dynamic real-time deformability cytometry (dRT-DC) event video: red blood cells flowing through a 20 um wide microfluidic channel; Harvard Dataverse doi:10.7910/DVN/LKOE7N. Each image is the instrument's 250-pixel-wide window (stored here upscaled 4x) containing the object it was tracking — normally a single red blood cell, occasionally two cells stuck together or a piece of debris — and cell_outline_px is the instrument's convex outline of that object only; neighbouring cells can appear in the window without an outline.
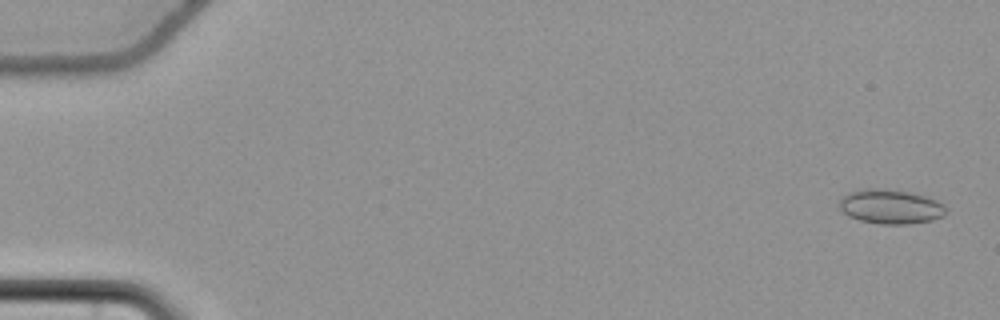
{"species": "common noctule bat (a hibernating species)", "species_latin": "Nyctalus noctula", "temperature_condition": "cold", "stored_images_in_passage": 58, "camera_frame_rate_fps": 3000, "um_per_image_px": 0.085, "animal": {"sex": "female", "body_mass_g": 22.7, "forearm_length_mm": 54.2}, "frame": {"image": 1, "passage_image": 3, "time_ms": 0.667, "image_size_px": [1000, 320], "cell_outline_px": [[948, 212], [944, 216], [932, 220], [904, 224], [880, 224], [860, 220], [848, 216], [840, 208], [840, 200], [848, 192], [864, 188], [884, 188], [908, 192], [924, 196], [936, 200], [944, 204], [948, 208]], "centroid_in_image_um": [75.72, 17.56], "position_along_channel_um": 9.3, "area_um2": 21.44}}
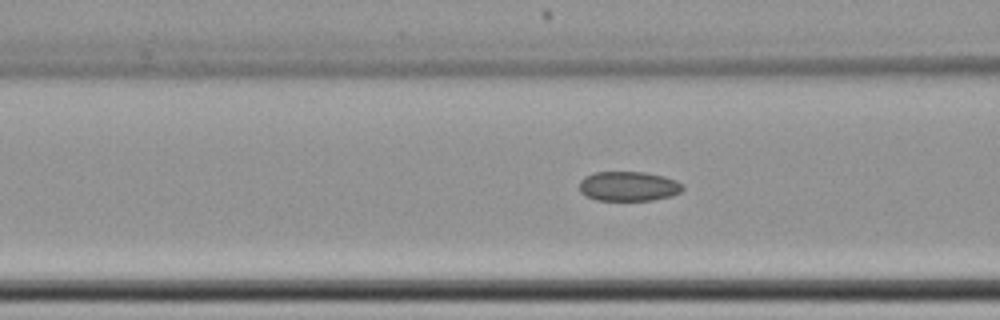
{"frame": {"image": 2, "passage_image": 25, "time_ms": 8.0, "image_size_px": [1000, 320], "cell_outline_px": [[684, 188], [680, 192], [672, 196], [652, 200], [596, 200], [580, 192], [580, 180], [584, 176], [596, 172], [644, 172], [664, 176], [676, 180], [684, 184]], "centroid_in_image_um": [53.45, 15.83], "position_along_channel_um": 113.2, "area_um2": 17.92}}
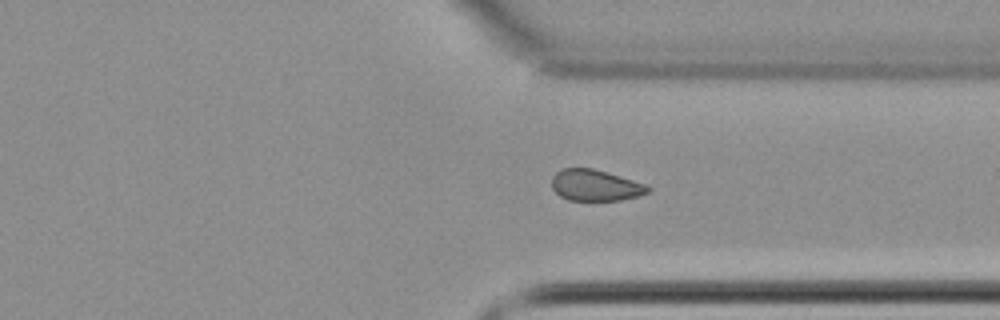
{"frame": {"image": 3, "passage_image": 45, "time_ms": 14.667, "image_size_px": [1000, 320], "cell_outline_px": [[652, 188], [648, 192], [636, 196], [620, 200], [568, 200], [560, 196], [552, 188], [552, 176], [560, 168], [592, 168], [620, 176], [644, 184]], "centroid_in_image_um": [50.56, 15.74], "position_along_channel_um": 360.8, "area_um2": 17.34}, "authors_computed_cell_mechanics": {"area_um2": 18.4382, "velocity_mm_per_s": 3.7036, "shape_relaxation_time_tau1_ms": null, "shape_relaxation_time_tau2_ms": 5.3947, "deformation_change_tau1": null, "deformation_change_tau2": 0.0912}}